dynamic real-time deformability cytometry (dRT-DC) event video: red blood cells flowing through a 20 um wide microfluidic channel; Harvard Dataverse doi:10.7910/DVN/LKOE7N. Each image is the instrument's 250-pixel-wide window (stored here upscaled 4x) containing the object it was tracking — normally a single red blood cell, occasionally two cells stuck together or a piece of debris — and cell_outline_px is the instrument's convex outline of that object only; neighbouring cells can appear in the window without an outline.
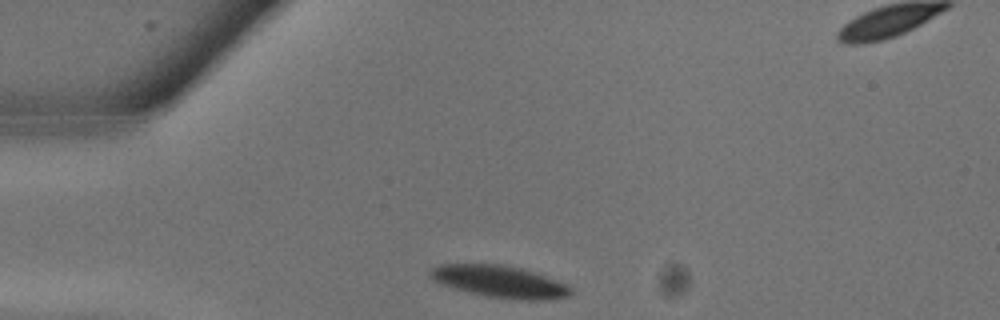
{"species": "common noctule bat (a hibernating species)", "species_latin": "Nyctalus noctula", "temperature_condition": "warm", "stored_images_in_passage": 9, "camera_frame_rate_fps": 3000, "um_per_image_px": 0.085, "animal": {"sex": "male", "body_mass_g": 13.3}, "frame": {"image": 1, "passage_image": 1, "time_ms": 0.0, "image_size_px": [1000, 320], "cell_outline_px": [[576, 292], [568, 296], [552, 300], [516, 300], [488, 296], [456, 288], [432, 280], [428, 276], [428, 272], [432, 268], [440, 264], [500, 264], [520, 268], [568, 284]], "centroid_in_image_um": [42.53, 23.94], "position_along_channel_um": 42.5, "area_um2": 26.13}}
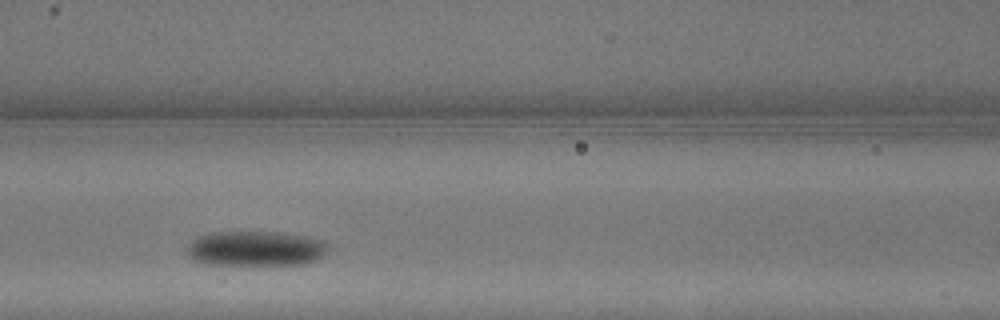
{"frame": {"image": 2, "passage_image": 6, "time_ms": 1.667, "image_size_px": [1000, 320], "cell_outline_px": [[328, 248], [324, 256], [316, 260], [304, 264], [208, 264], [192, 260], [188, 256], [188, 244], [192, 240], [200, 236], [212, 232], [276, 232], [308, 236], [324, 240], [328, 244]], "centroid_in_image_um": [21.76, 21.12], "position_along_channel_um": 144.8, "area_um2": 28.84}}
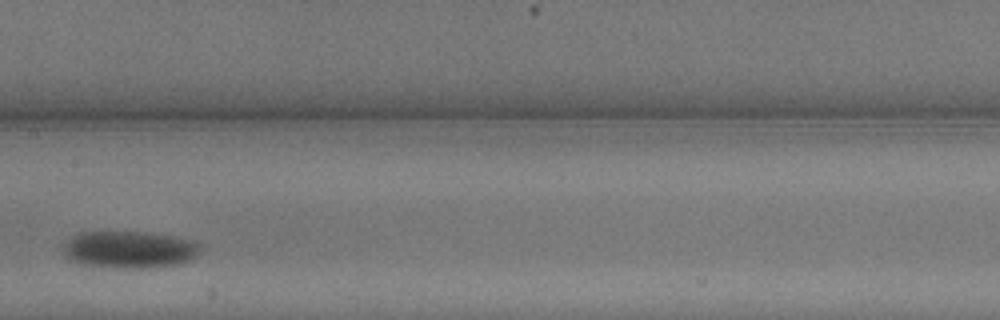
{"frame": {"image": 3, "passage_image": 8, "time_ms": 2.333, "image_size_px": [1000, 320], "cell_outline_px": [[204, 248], [192, 260], [180, 264], [140, 268], [120, 268], [80, 264], [68, 260], [64, 256], [64, 244], [72, 236], [80, 232], [140, 232], [172, 236], [196, 240]], "centroid_in_image_um": [11.04, 21.22], "position_along_channel_um": 196.4, "area_um2": 29.94}}